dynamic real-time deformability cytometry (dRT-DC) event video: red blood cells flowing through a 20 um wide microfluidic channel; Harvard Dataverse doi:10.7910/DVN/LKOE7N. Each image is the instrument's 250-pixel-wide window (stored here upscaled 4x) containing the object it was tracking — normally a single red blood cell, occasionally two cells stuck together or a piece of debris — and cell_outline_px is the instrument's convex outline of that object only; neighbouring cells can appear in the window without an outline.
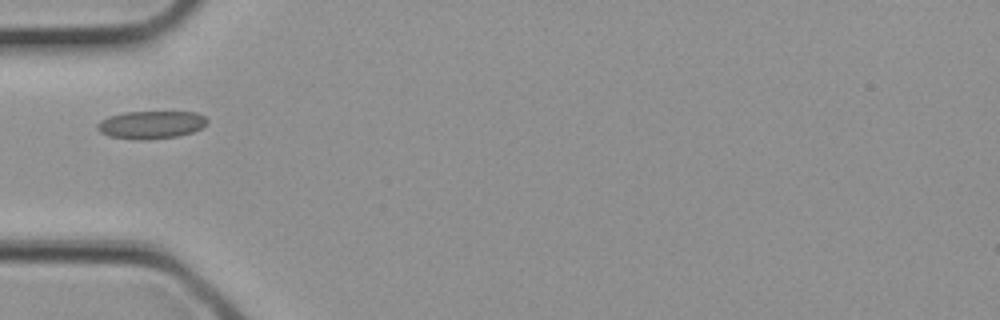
{"species": "common noctule bat (a hibernating species)", "species_latin": "Nyctalus noctula", "temperature_condition": "cold", "stored_images_in_passage": 4, "camera_frame_rate_fps": 3000, "um_per_image_px": 0.085, "animal": {"sex": "female", "body_mass_g": 21.9}, "frame": {"image": 1, "passage_image": 4, "time_ms": 1.0, "image_size_px": [1000, 320], "cell_outline_px": [[208, 124], [192, 132], [180, 136], [148, 140], [132, 140], [108, 136], [100, 132], [96, 128], [96, 124], [100, 120], [108, 116], [124, 112], [196, 112], [204, 116], [208, 120]], "centroid_in_image_um": [12.81, 10.61], "position_along_channel_um": 72.2, "area_um2": 18.15}}